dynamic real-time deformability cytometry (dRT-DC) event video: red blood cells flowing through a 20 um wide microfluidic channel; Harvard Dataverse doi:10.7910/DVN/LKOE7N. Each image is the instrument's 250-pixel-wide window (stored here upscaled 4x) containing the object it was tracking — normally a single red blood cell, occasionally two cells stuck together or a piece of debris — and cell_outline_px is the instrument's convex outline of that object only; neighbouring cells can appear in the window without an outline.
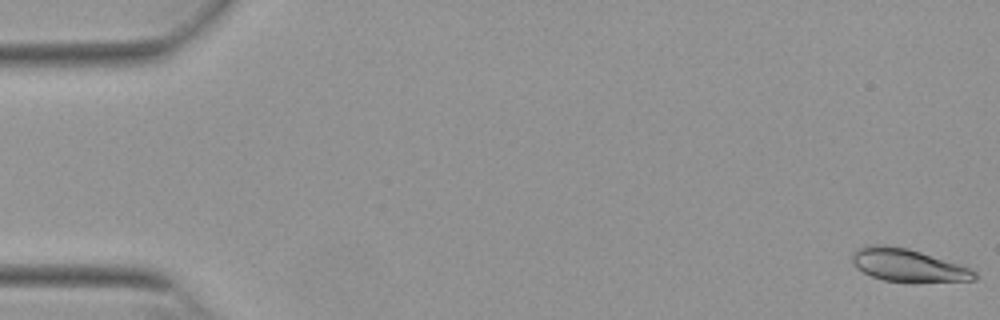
{"species": "Egyptian fruit bat (a non-hibernating species)", "species_latin": "Rousettus aegyptiacus", "temperature_condition": "warm", "stored_images_in_passage": 53, "camera_frame_rate_fps": 3000, "um_per_image_px": 0.085, "animal": {"sex": "female"}, "frame": {"image": 1, "passage_image": 1, "time_ms": 0.0, "image_size_px": [1000, 320], "cell_outline_px": [[976, 280], [916, 284], [912, 284], [884, 280], [872, 276], [856, 268], [852, 264], [852, 252], [856, 248], [868, 244], [884, 244], [908, 248], [960, 264], [972, 268], [976, 272]], "centroid_in_image_um": [77.19, 22.57], "position_along_channel_um": 7.8, "area_um2": 24.28}}
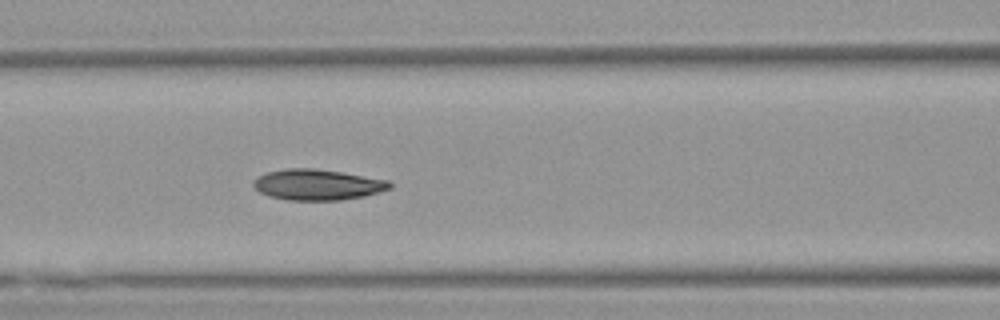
{"frame": {"image": 2, "passage_image": 23, "time_ms": 7.333, "image_size_px": [1000, 320], "cell_outline_px": [[392, 188], [364, 196], [340, 200], [288, 200], [268, 196], [260, 192], [252, 184], [252, 180], [256, 176], [268, 172], [288, 168], [316, 168], [388, 180], [392, 184]], "centroid_in_image_um": [26.95, 15.69], "position_along_channel_um": 139.6, "area_um2": 24.45}}
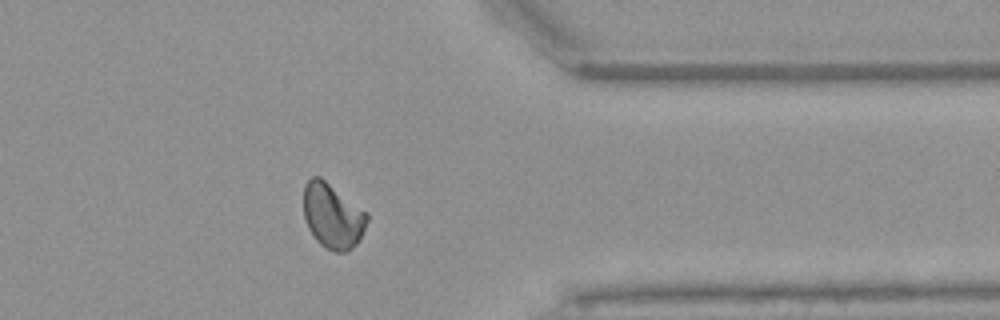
{"frame": {"image": 3, "passage_image": 43, "time_ms": 14.0, "image_size_px": [1000, 320], "cell_outline_px": [[368, 220], [360, 240], [348, 252], [332, 252], [320, 244], [316, 240], [308, 228], [304, 216], [304, 184], [312, 176], [320, 176], [368, 212]], "centroid_in_image_um": [28.28, 18.36], "position_along_channel_um": 383.1, "area_um2": 24.33}, "authors_computed_cell_mechanics": {"area_um2": 23.698, "velocity_mm_per_s": 3.8496, "shape_relaxation_time_tau1_ms": 5.1921, "shape_relaxation_time_tau2_ms": 4.0946, "deformation_change_tau1": 0.1471, "deformation_change_tau2": 0.0799}}